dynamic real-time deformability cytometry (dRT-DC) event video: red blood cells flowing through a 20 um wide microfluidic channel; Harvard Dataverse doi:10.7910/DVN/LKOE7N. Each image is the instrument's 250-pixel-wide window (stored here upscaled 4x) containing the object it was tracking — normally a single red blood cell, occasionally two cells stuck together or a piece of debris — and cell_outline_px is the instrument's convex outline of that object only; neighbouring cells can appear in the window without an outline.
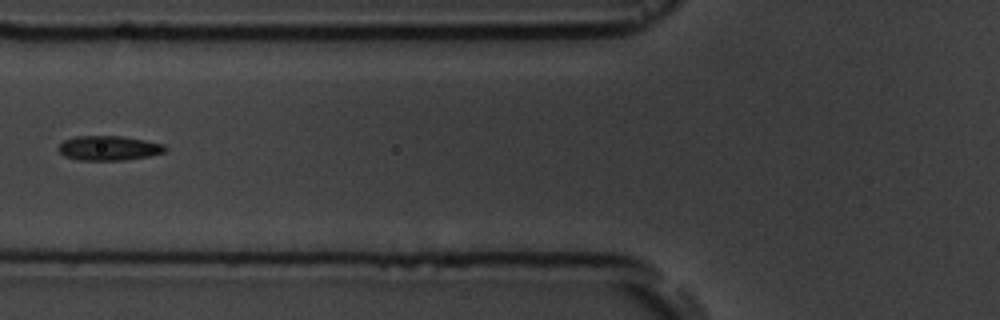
{"species": "common noctule bat (a hibernating species)", "species_latin": "Nyctalus noctula", "temperature_condition": "room temperature", "stored_images_in_passage": 7, "segment_of_instrument_passage": [2, 2], "camera_frame_rate_fps": 3000, "um_per_image_px": 0.085, "animal": {"sex": "male", "body_mass_g": 19.5, "forearm_length_mm": 54.6}, "frame": {"image": 1, "passage_image": 6, "time_ms": 6.667, "image_size_px": [1000, 320], "cell_outline_px": [[168, 148], [164, 152], [148, 156], [124, 160], [76, 160], [64, 156], [56, 148], [64, 140], [76, 136], [124, 136], [164, 144]], "centroid_in_image_um": [9.23, 12.59], "position_along_channel_um": 116.6, "area_um2": 15.37}}
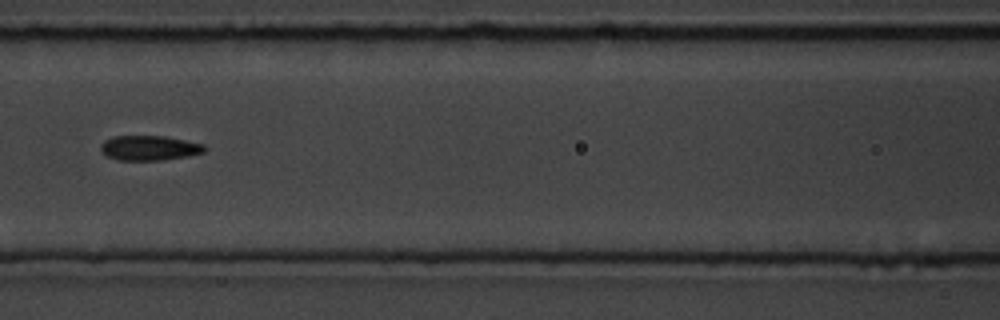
{"frame": {"image": 2, "passage_image": 7, "time_ms": 7.667, "image_size_px": [1000, 320], "cell_outline_px": [[208, 148], [204, 152], [188, 156], [160, 160], [116, 160], [108, 156], [100, 148], [100, 144], [104, 140], [112, 136], [164, 136], [204, 144]], "centroid_in_image_um": [12.7, 12.57], "position_along_channel_um": 153.9, "area_um2": 15.03}}